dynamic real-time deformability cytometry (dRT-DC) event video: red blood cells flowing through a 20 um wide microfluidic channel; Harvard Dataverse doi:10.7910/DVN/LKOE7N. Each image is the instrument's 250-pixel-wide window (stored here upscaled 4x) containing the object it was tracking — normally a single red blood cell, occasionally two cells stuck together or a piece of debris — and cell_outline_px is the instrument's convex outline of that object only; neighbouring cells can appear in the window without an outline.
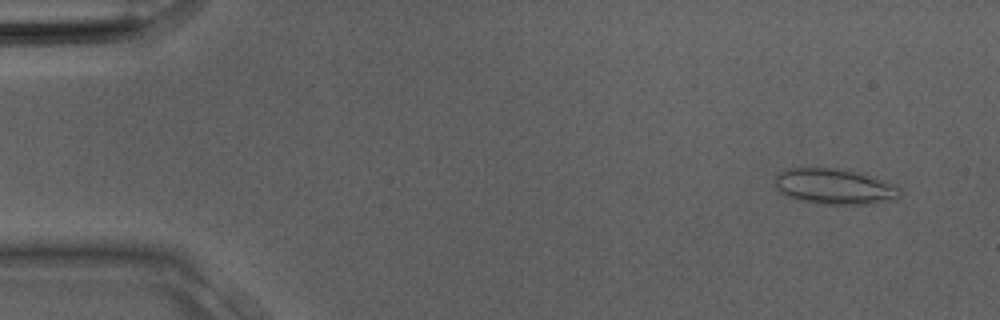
{"species": "Egyptian fruit bat (a non-hibernating species)", "species_latin": "Rousettus aegyptiacus", "temperature_condition": "room temperature", "stored_images_in_passage": 4, "camera_frame_rate_fps": 3000, "um_per_image_px": 0.085, "animal": {"sex": "male"}, "frame": {"image": 1, "passage_image": 1, "time_ms": 0.0, "image_size_px": [1000, 320], "cell_outline_px": [[900, 196], [896, 200], [872, 204], [816, 204], [800, 200], [788, 196], [780, 192], [776, 188], [776, 176], [784, 168], [836, 168], [860, 172], [896, 184], [900, 188]], "centroid_in_image_um": [70.98, 15.86], "position_along_channel_um": 14.0, "area_um2": 26.3}}